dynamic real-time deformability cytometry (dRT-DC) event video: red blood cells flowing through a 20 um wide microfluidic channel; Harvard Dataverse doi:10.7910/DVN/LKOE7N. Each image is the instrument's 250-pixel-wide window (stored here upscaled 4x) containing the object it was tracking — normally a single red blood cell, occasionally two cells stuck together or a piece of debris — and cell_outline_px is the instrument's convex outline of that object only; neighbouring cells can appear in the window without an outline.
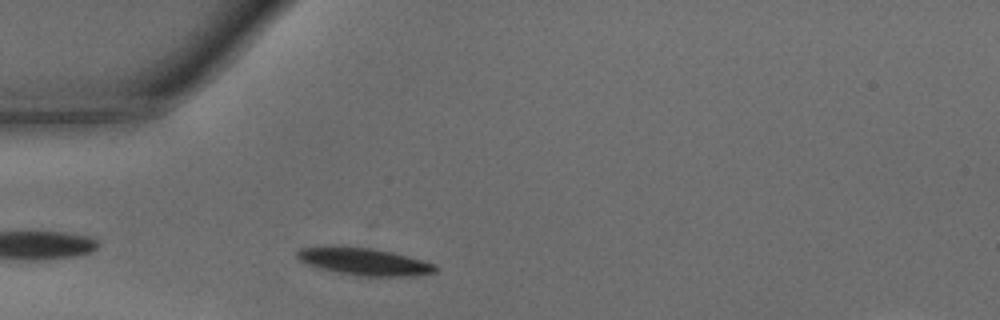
{"species": "common noctule bat (a hibernating species)", "species_latin": "Nyctalus noctula", "temperature_condition": "warm", "stored_images_in_passage": 18, "camera_frame_rate_fps": 3000, "um_per_image_px": 0.085, "animal": {"sex": "male", "body_mass_g": 15.6}, "frame": {"image": 1, "passage_image": 3, "time_ms": 0.667, "image_size_px": [1000, 320], "cell_outline_px": [[436, 272], [412, 276], [360, 276], [320, 268], [308, 264], [300, 260], [296, 256], [296, 252], [300, 248], [328, 244], [372, 248], [392, 252], [408, 256], [436, 264]], "centroid_in_image_um": [30.91, 22.2], "position_along_channel_um": 54.1, "area_um2": 22.2}}
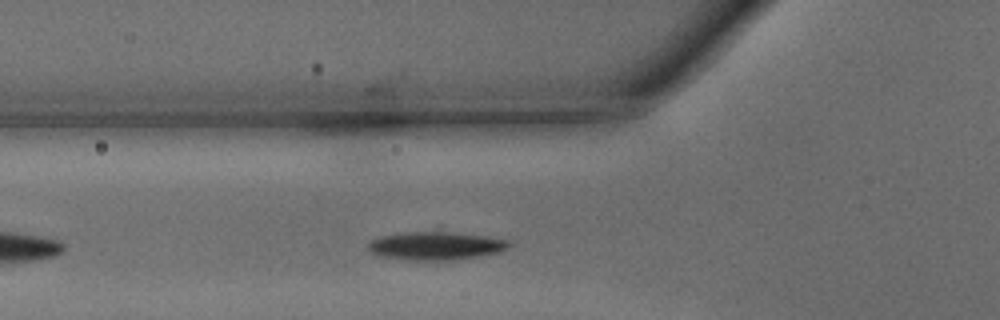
{"frame": {"image": 2, "passage_image": 6, "time_ms": 1.667, "image_size_px": [1000, 320], "cell_outline_px": [[512, 244], [508, 248], [496, 252], [480, 256], [452, 260], [408, 260], [380, 256], [368, 252], [368, 244], [372, 240], [380, 236], [404, 232], [452, 232], [488, 236], [508, 240]], "centroid_in_image_um": [37.02, 20.89], "position_along_channel_um": 88.8, "area_um2": 23.18}}